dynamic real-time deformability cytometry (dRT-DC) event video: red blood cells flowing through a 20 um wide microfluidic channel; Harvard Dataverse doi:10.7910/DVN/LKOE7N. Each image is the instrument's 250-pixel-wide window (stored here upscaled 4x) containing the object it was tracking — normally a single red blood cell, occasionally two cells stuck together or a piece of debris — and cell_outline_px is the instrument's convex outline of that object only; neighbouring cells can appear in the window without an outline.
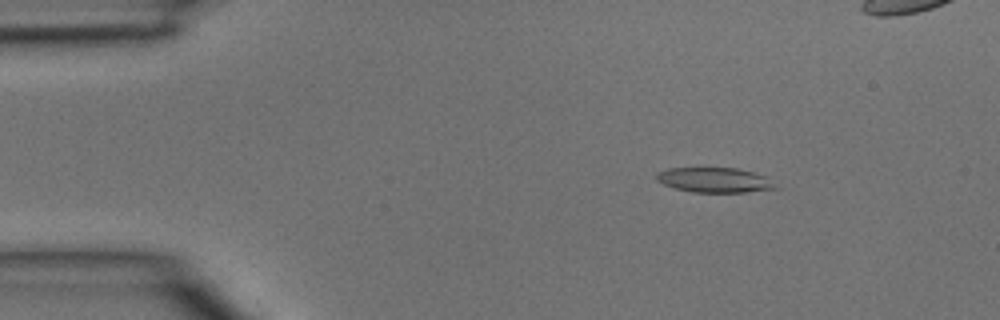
{"species": "common noctule bat (a hibernating species)", "species_latin": "Nyctalus noctula", "temperature_condition": "room temperature", "stored_images_in_passage": 4, "camera_frame_rate_fps": 3000, "um_per_image_px": 0.085, "animal": {"sex": "male", "body_mass_g": 15.6}, "frame": {"image": 1, "passage_image": 2, "time_ms": 0.333, "image_size_px": [1000, 320], "cell_outline_px": [[776, 188], [744, 192], [692, 192], [676, 188], [664, 184], [656, 180], [656, 172], [668, 168], [736, 168], [768, 176]], "centroid_in_image_um": [60.7, 15.29], "position_along_channel_um": 24.3, "area_um2": 17.11}}